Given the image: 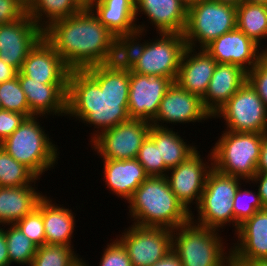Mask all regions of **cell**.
Masks as SVG:
<instances>
[{
	"mask_svg": "<svg viewBox=\"0 0 267 266\" xmlns=\"http://www.w3.org/2000/svg\"><path fill=\"white\" fill-rule=\"evenodd\" d=\"M129 84L130 70L120 59L85 70H70L65 118L93 126L90 143L102 131L130 120Z\"/></svg>",
	"mask_w": 267,
	"mask_h": 266,
	"instance_id": "1",
	"label": "cell"
},
{
	"mask_svg": "<svg viewBox=\"0 0 267 266\" xmlns=\"http://www.w3.org/2000/svg\"><path fill=\"white\" fill-rule=\"evenodd\" d=\"M44 38L70 70H85L121 58V41L89 7L52 23L44 30Z\"/></svg>",
	"mask_w": 267,
	"mask_h": 266,
	"instance_id": "2",
	"label": "cell"
},
{
	"mask_svg": "<svg viewBox=\"0 0 267 266\" xmlns=\"http://www.w3.org/2000/svg\"><path fill=\"white\" fill-rule=\"evenodd\" d=\"M147 34L149 33L138 32L121 42L120 60L131 72L166 77L175 82L187 47L184 34L156 33L155 38L150 39L149 36L146 39Z\"/></svg>",
	"mask_w": 267,
	"mask_h": 266,
	"instance_id": "3",
	"label": "cell"
},
{
	"mask_svg": "<svg viewBox=\"0 0 267 266\" xmlns=\"http://www.w3.org/2000/svg\"><path fill=\"white\" fill-rule=\"evenodd\" d=\"M126 203L128 217L139 226L174 230L191 219V212L176 198L166 176H149Z\"/></svg>",
	"mask_w": 267,
	"mask_h": 266,
	"instance_id": "4",
	"label": "cell"
},
{
	"mask_svg": "<svg viewBox=\"0 0 267 266\" xmlns=\"http://www.w3.org/2000/svg\"><path fill=\"white\" fill-rule=\"evenodd\" d=\"M44 118L45 116L26 117L20 126L0 144L10 156L24 164L39 179L46 171L52 169L55 171L54 167L60 158L59 146L51 136L49 137V131L44 130L45 126L40 123Z\"/></svg>",
	"mask_w": 267,
	"mask_h": 266,
	"instance_id": "5",
	"label": "cell"
},
{
	"mask_svg": "<svg viewBox=\"0 0 267 266\" xmlns=\"http://www.w3.org/2000/svg\"><path fill=\"white\" fill-rule=\"evenodd\" d=\"M221 234L190 219L172 230V251L182 266H232L231 243Z\"/></svg>",
	"mask_w": 267,
	"mask_h": 266,
	"instance_id": "6",
	"label": "cell"
},
{
	"mask_svg": "<svg viewBox=\"0 0 267 266\" xmlns=\"http://www.w3.org/2000/svg\"><path fill=\"white\" fill-rule=\"evenodd\" d=\"M243 182V179L220 173L213 167L207 175L200 202L194 207L197 214L195 216V211H192L191 220L201 226L220 232L232 224L231 226L234 228L232 232L234 231L235 234L232 200L239 185Z\"/></svg>",
	"mask_w": 267,
	"mask_h": 266,
	"instance_id": "7",
	"label": "cell"
},
{
	"mask_svg": "<svg viewBox=\"0 0 267 266\" xmlns=\"http://www.w3.org/2000/svg\"><path fill=\"white\" fill-rule=\"evenodd\" d=\"M215 145L211 146L213 167L220 173L250 181L256 174L262 134L221 131Z\"/></svg>",
	"mask_w": 267,
	"mask_h": 266,
	"instance_id": "8",
	"label": "cell"
},
{
	"mask_svg": "<svg viewBox=\"0 0 267 266\" xmlns=\"http://www.w3.org/2000/svg\"><path fill=\"white\" fill-rule=\"evenodd\" d=\"M237 7L200 0L188 5L187 24L184 31L186 46L204 49L213 40L236 28Z\"/></svg>",
	"mask_w": 267,
	"mask_h": 266,
	"instance_id": "9",
	"label": "cell"
},
{
	"mask_svg": "<svg viewBox=\"0 0 267 266\" xmlns=\"http://www.w3.org/2000/svg\"><path fill=\"white\" fill-rule=\"evenodd\" d=\"M222 119L225 130L232 132H267V108L257 91L246 81L212 116Z\"/></svg>",
	"mask_w": 267,
	"mask_h": 266,
	"instance_id": "10",
	"label": "cell"
},
{
	"mask_svg": "<svg viewBox=\"0 0 267 266\" xmlns=\"http://www.w3.org/2000/svg\"><path fill=\"white\" fill-rule=\"evenodd\" d=\"M150 128L148 121L130 119L102 131L88 145L100 159H133L149 135Z\"/></svg>",
	"mask_w": 267,
	"mask_h": 266,
	"instance_id": "11",
	"label": "cell"
},
{
	"mask_svg": "<svg viewBox=\"0 0 267 266\" xmlns=\"http://www.w3.org/2000/svg\"><path fill=\"white\" fill-rule=\"evenodd\" d=\"M116 238L126 248L132 266H151L172 251V230L129 225Z\"/></svg>",
	"mask_w": 267,
	"mask_h": 266,
	"instance_id": "12",
	"label": "cell"
},
{
	"mask_svg": "<svg viewBox=\"0 0 267 266\" xmlns=\"http://www.w3.org/2000/svg\"><path fill=\"white\" fill-rule=\"evenodd\" d=\"M207 155L203 157L197 149L178 166L169 169L166 175L171 190L189 212L193 210L192 205L199 204L207 175L213 168L211 149Z\"/></svg>",
	"mask_w": 267,
	"mask_h": 266,
	"instance_id": "13",
	"label": "cell"
},
{
	"mask_svg": "<svg viewBox=\"0 0 267 266\" xmlns=\"http://www.w3.org/2000/svg\"><path fill=\"white\" fill-rule=\"evenodd\" d=\"M208 119L211 120L212 115L205 109L202 98L185 91L177 82H173L161 100L151 126L175 128L177 124L184 126L186 123H202Z\"/></svg>",
	"mask_w": 267,
	"mask_h": 266,
	"instance_id": "14",
	"label": "cell"
},
{
	"mask_svg": "<svg viewBox=\"0 0 267 266\" xmlns=\"http://www.w3.org/2000/svg\"><path fill=\"white\" fill-rule=\"evenodd\" d=\"M44 37L27 13L21 19L0 25V59L18 72L30 51Z\"/></svg>",
	"mask_w": 267,
	"mask_h": 266,
	"instance_id": "15",
	"label": "cell"
},
{
	"mask_svg": "<svg viewBox=\"0 0 267 266\" xmlns=\"http://www.w3.org/2000/svg\"><path fill=\"white\" fill-rule=\"evenodd\" d=\"M173 83L170 78L147 76L130 71L128 114L130 119L152 123L160 102Z\"/></svg>",
	"mask_w": 267,
	"mask_h": 266,
	"instance_id": "16",
	"label": "cell"
},
{
	"mask_svg": "<svg viewBox=\"0 0 267 266\" xmlns=\"http://www.w3.org/2000/svg\"><path fill=\"white\" fill-rule=\"evenodd\" d=\"M217 63L240 66L247 73L262 57L261 48L237 27L204 48Z\"/></svg>",
	"mask_w": 267,
	"mask_h": 266,
	"instance_id": "17",
	"label": "cell"
},
{
	"mask_svg": "<svg viewBox=\"0 0 267 266\" xmlns=\"http://www.w3.org/2000/svg\"><path fill=\"white\" fill-rule=\"evenodd\" d=\"M89 8L99 21L121 42L138 32L150 33L149 25L135 17V0H95Z\"/></svg>",
	"mask_w": 267,
	"mask_h": 266,
	"instance_id": "18",
	"label": "cell"
},
{
	"mask_svg": "<svg viewBox=\"0 0 267 266\" xmlns=\"http://www.w3.org/2000/svg\"><path fill=\"white\" fill-rule=\"evenodd\" d=\"M20 72L43 84H68L70 69L43 37L24 60Z\"/></svg>",
	"mask_w": 267,
	"mask_h": 266,
	"instance_id": "19",
	"label": "cell"
},
{
	"mask_svg": "<svg viewBox=\"0 0 267 266\" xmlns=\"http://www.w3.org/2000/svg\"><path fill=\"white\" fill-rule=\"evenodd\" d=\"M187 13L188 5L182 0H135L136 21L144 14L155 33L183 34Z\"/></svg>",
	"mask_w": 267,
	"mask_h": 266,
	"instance_id": "20",
	"label": "cell"
},
{
	"mask_svg": "<svg viewBox=\"0 0 267 266\" xmlns=\"http://www.w3.org/2000/svg\"><path fill=\"white\" fill-rule=\"evenodd\" d=\"M21 88L26 95L31 116H66L68 84H43L17 73ZM49 116V117H48Z\"/></svg>",
	"mask_w": 267,
	"mask_h": 266,
	"instance_id": "21",
	"label": "cell"
},
{
	"mask_svg": "<svg viewBox=\"0 0 267 266\" xmlns=\"http://www.w3.org/2000/svg\"><path fill=\"white\" fill-rule=\"evenodd\" d=\"M233 237L231 260L267 259V208L240 224Z\"/></svg>",
	"mask_w": 267,
	"mask_h": 266,
	"instance_id": "22",
	"label": "cell"
},
{
	"mask_svg": "<svg viewBox=\"0 0 267 266\" xmlns=\"http://www.w3.org/2000/svg\"><path fill=\"white\" fill-rule=\"evenodd\" d=\"M105 187L109 193L123 202L128 201L135 190L149 177L136 158L126 160L101 159Z\"/></svg>",
	"mask_w": 267,
	"mask_h": 266,
	"instance_id": "23",
	"label": "cell"
},
{
	"mask_svg": "<svg viewBox=\"0 0 267 266\" xmlns=\"http://www.w3.org/2000/svg\"><path fill=\"white\" fill-rule=\"evenodd\" d=\"M216 64L215 59L205 49L186 47L175 82L185 91L202 98L207 91Z\"/></svg>",
	"mask_w": 267,
	"mask_h": 266,
	"instance_id": "24",
	"label": "cell"
},
{
	"mask_svg": "<svg viewBox=\"0 0 267 266\" xmlns=\"http://www.w3.org/2000/svg\"><path fill=\"white\" fill-rule=\"evenodd\" d=\"M247 81V72L240 66L217 63L207 91L202 97L205 109L213 116Z\"/></svg>",
	"mask_w": 267,
	"mask_h": 266,
	"instance_id": "25",
	"label": "cell"
},
{
	"mask_svg": "<svg viewBox=\"0 0 267 266\" xmlns=\"http://www.w3.org/2000/svg\"><path fill=\"white\" fill-rule=\"evenodd\" d=\"M45 194L42 197V215L46 244L74 247L72 239L76 225V214L64 204L56 203ZM54 199V200H53Z\"/></svg>",
	"mask_w": 267,
	"mask_h": 266,
	"instance_id": "26",
	"label": "cell"
},
{
	"mask_svg": "<svg viewBox=\"0 0 267 266\" xmlns=\"http://www.w3.org/2000/svg\"><path fill=\"white\" fill-rule=\"evenodd\" d=\"M43 196L38 184L0 187V226L16 224L36 208Z\"/></svg>",
	"mask_w": 267,
	"mask_h": 266,
	"instance_id": "27",
	"label": "cell"
},
{
	"mask_svg": "<svg viewBox=\"0 0 267 266\" xmlns=\"http://www.w3.org/2000/svg\"><path fill=\"white\" fill-rule=\"evenodd\" d=\"M174 130V128L151 126L149 131V136L159 147L160 161H164V165L168 169L178 166L198 149L195 142L190 143L183 139L184 136H180L181 132Z\"/></svg>",
	"mask_w": 267,
	"mask_h": 266,
	"instance_id": "28",
	"label": "cell"
},
{
	"mask_svg": "<svg viewBox=\"0 0 267 266\" xmlns=\"http://www.w3.org/2000/svg\"><path fill=\"white\" fill-rule=\"evenodd\" d=\"M83 8L77 0H36L28 9V14L44 31L52 23L73 16Z\"/></svg>",
	"mask_w": 267,
	"mask_h": 266,
	"instance_id": "29",
	"label": "cell"
},
{
	"mask_svg": "<svg viewBox=\"0 0 267 266\" xmlns=\"http://www.w3.org/2000/svg\"><path fill=\"white\" fill-rule=\"evenodd\" d=\"M236 27L261 47L267 37V5L242 2L237 7Z\"/></svg>",
	"mask_w": 267,
	"mask_h": 266,
	"instance_id": "30",
	"label": "cell"
},
{
	"mask_svg": "<svg viewBox=\"0 0 267 266\" xmlns=\"http://www.w3.org/2000/svg\"><path fill=\"white\" fill-rule=\"evenodd\" d=\"M40 179L0 146V187L36 185Z\"/></svg>",
	"mask_w": 267,
	"mask_h": 266,
	"instance_id": "31",
	"label": "cell"
},
{
	"mask_svg": "<svg viewBox=\"0 0 267 266\" xmlns=\"http://www.w3.org/2000/svg\"><path fill=\"white\" fill-rule=\"evenodd\" d=\"M5 236L10 265L30 266L38 246L16 224L5 225Z\"/></svg>",
	"mask_w": 267,
	"mask_h": 266,
	"instance_id": "32",
	"label": "cell"
},
{
	"mask_svg": "<svg viewBox=\"0 0 267 266\" xmlns=\"http://www.w3.org/2000/svg\"><path fill=\"white\" fill-rule=\"evenodd\" d=\"M74 250L64 245L39 246L30 266H75L82 256Z\"/></svg>",
	"mask_w": 267,
	"mask_h": 266,
	"instance_id": "33",
	"label": "cell"
},
{
	"mask_svg": "<svg viewBox=\"0 0 267 266\" xmlns=\"http://www.w3.org/2000/svg\"><path fill=\"white\" fill-rule=\"evenodd\" d=\"M242 184L245 185L242 186ZM247 184L252 187L250 181H244L239 185L236 195L232 200L233 215L235 218V233L239 229L240 224H242L246 219L250 218L257 211L265 209L257 189L255 191V188H253V190L248 189L245 187Z\"/></svg>",
	"mask_w": 267,
	"mask_h": 266,
	"instance_id": "34",
	"label": "cell"
},
{
	"mask_svg": "<svg viewBox=\"0 0 267 266\" xmlns=\"http://www.w3.org/2000/svg\"><path fill=\"white\" fill-rule=\"evenodd\" d=\"M0 101L2 109L22 113L26 117H30V109L18 76L0 83Z\"/></svg>",
	"mask_w": 267,
	"mask_h": 266,
	"instance_id": "35",
	"label": "cell"
},
{
	"mask_svg": "<svg viewBox=\"0 0 267 266\" xmlns=\"http://www.w3.org/2000/svg\"><path fill=\"white\" fill-rule=\"evenodd\" d=\"M136 159L149 176L167 175L169 169L164 165V161H160L159 147L149 135L143 141Z\"/></svg>",
	"mask_w": 267,
	"mask_h": 266,
	"instance_id": "36",
	"label": "cell"
},
{
	"mask_svg": "<svg viewBox=\"0 0 267 266\" xmlns=\"http://www.w3.org/2000/svg\"><path fill=\"white\" fill-rule=\"evenodd\" d=\"M16 225L38 247L46 244L42 215V198L38 201L36 208L24 218L20 219Z\"/></svg>",
	"mask_w": 267,
	"mask_h": 266,
	"instance_id": "37",
	"label": "cell"
},
{
	"mask_svg": "<svg viewBox=\"0 0 267 266\" xmlns=\"http://www.w3.org/2000/svg\"><path fill=\"white\" fill-rule=\"evenodd\" d=\"M111 241V242H110ZM101 253L98 266H132L126 248L117 239H110Z\"/></svg>",
	"mask_w": 267,
	"mask_h": 266,
	"instance_id": "38",
	"label": "cell"
},
{
	"mask_svg": "<svg viewBox=\"0 0 267 266\" xmlns=\"http://www.w3.org/2000/svg\"><path fill=\"white\" fill-rule=\"evenodd\" d=\"M247 81L257 91L267 108V57L262 56L257 64L247 73Z\"/></svg>",
	"mask_w": 267,
	"mask_h": 266,
	"instance_id": "39",
	"label": "cell"
},
{
	"mask_svg": "<svg viewBox=\"0 0 267 266\" xmlns=\"http://www.w3.org/2000/svg\"><path fill=\"white\" fill-rule=\"evenodd\" d=\"M25 118L22 113L0 110V144L20 126Z\"/></svg>",
	"mask_w": 267,
	"mask_h": 266,
	"instance_id": "40",
	"label": "cell"
},
{
	"mask_svg": "<svg viewBox=\"0 0 267 266\" xmlns=\"http://www.w3.org/2000/svg\"><path fill=\"white\" fill-rule=\"evenodd\" d=\"M28 10L18 0H0V25L21 19Z\"/></svg>",
	"mask_w": 267,
	"mask_h": 266,
	"instance_id": "41",
	"label": "cell"
},
{
	"mask_svg": "<svg viewBox=\"0 0 267 266\" xmlns=\"http://www.w3.org/2000/svg\"><path fill=\"white\" fill-rule=\"evenodd\" d=\"M253 184V187H257L258 194L260 196L263 206L267 208V174L256 173L253 178L250 180Z\"/></svg>",
	"mask_w": 267,
	"mask_h": 266,
	"instance_id": "42",
	"label": "cell"
},
{
	"mask_svg": "<svg viewBox=\"0 0 267 266\" xmlns=\"http://www.w3.org/2000/svg\"><path fill=\"white\" fill-rule=\"evenodd\" d=\"M256 173L267 174V132L262 134V143Z\"/></svg>",
	"mask_w": 267,
	"mask_h": 266,
	"instance_id": "43",
	"label": "cell"
},
{
	"mask_svg": "<svg viewBox=\"0 0 267 266\" xmlns=\"http://www.w3.org/2000/svg\"><path fill=\"white\" fill-rule=\"evenodd\" d=\"M0 266H10L5 236V225L0 226Z\"/></svg>",
	"mask_w": 267,
	"mask_h": 266,
	"instance_id": "44",
	"label": "cell"
},
{
	"mask_svg": "<svg viewBox=\"0 0 267 266\" xmlns=\"http://www.w3.org/2000/svg\"><path fill=\"white\" fill-rule=\"evenodd\" d=\"M18 71L0 59V83L11 80L17 76Z\"/></svg>",
	"mask_w": 267,
	"mask_h": 266,
	"instance_id": "45",
	"label": "cell"
},
{
	"mask_svg": "<svg viewBox=\"0 0 267 266\" xmlns=\"http://www.w3.org/2000/svg\"><path fill=\"white\" fill-rule=\"evenodd\" d=\"M151 266H182V263L178 256L173 251H170L164 258Z\"/></svg>",
	"mask_w": 267,
	"mask_h": 266,
	"instance_id": "46",
	"label": "cell"
},
{
	"mask_svg": "<svg viewBox=\"0 0 267 266\" xmlns=\"http://www.w3.org/2000/svg\"><path fill=\"white\" fill-rule=\"evenodd\" d=\"M232 266H267V259L259 260H231Z\"/></svg>",
	"mask_w": 267,
	"mask_h": 266,
	"instance_id": "47",
	"label": "cell"
},
{
	"mask_svg": "<svg viewBox=\"0 0 267 266\" xmlns=\"http://www.w3.org/2000/svg\"><path fill=\"white\" fill-rule=\"evenodd\" d=\"M217 2H221L224 4L232 5L238 7L244 0H216Z\"/></svg>",
	"mask_w": 267,
	"mask_h": 266,
	"instance_id": "48",
	"label": "cell"
},
{
	"mask_svg": "<svg viewBox=\"0 0 267 266\" xmlns=\"http://www.w3.org/2000/svg\"><path fill=\"white\" fill-rule=\"evenodd\" d=\"M28 10L36 0H18Z\"/></svg>",
	"mask_w": 267,
	"mask_h": 266,
	"instance_id": "49",
	"label": "cell"
},
{
	"mask_svg": "<svg viewBox=\"0 0 267 266\" xmlns=\"http://www.w3.org/2000/svg\"><path fill=\"white\" fill-rule=\"evenodd\" d=\"M83 7H89L95 0H77Z\"/></svg>",
	"mask_w": 267,
	"mask_h": 266,
	"instance_id": "50",
	"label": "cell"
},
{
	"mask_svg": "<svg viewBox=\"0 0 267 266\" xmlns=\"http://www.w3.org/2000/svg\"><path fill=\"white\" fill-rule=\"evenodd\" d=\"M247 3H258V4H265L267 5V0H244Z\"/></svg>",
	"mask_w": 267,
	"mask_h": 266,
	"instance_id": "51",
	"label": "cell"
},
{
	"mask_svg": "<svg viewBox=\"0 0 267 266\" xmlns=\"http://www.w3.org/2000/svg\"><path fill=\"white\" fill-rule=\"evenodd\" d=\"M86 261L88 260H85V258L82 257V259L75 266H89V262Z\"/></svg>",
	"mask_w": 267,
	"mask_h": 266,
	"instance_id": "52",
	"label": "cell"
},
{
	"mask_svg": "<svg viewBox=\"0 0 267 266\" xmlns=\"http://www.w3.org/2000/svg\"><path fill=\"white\" fill-rule=\"evenodd\" d=\"M266 40H267V37H266ZM266 46V47H265ZM261 53H262V56H265L267 57V45H261Z\"/></svg>",
	"mask_w": 267,
	"mask_h": 266,
	"instance_id": "53",
	"label": "cell"
},
{
	"mask_svg": "<svg viewBox=\"0 0 267 266\" xmlns=\"http://www.w3.org/2000/svg\"><path fill=\"white\" fill-rule=\"evenodd\" d=\"M182 1L185 2L187 5H190V4L198 2L200 0H182Z\"/></svg>",
	"mask_w": 267,
	"mask_h": 266,
	"instance_id": "54",
	"label": "cell"
}]
</instances>
